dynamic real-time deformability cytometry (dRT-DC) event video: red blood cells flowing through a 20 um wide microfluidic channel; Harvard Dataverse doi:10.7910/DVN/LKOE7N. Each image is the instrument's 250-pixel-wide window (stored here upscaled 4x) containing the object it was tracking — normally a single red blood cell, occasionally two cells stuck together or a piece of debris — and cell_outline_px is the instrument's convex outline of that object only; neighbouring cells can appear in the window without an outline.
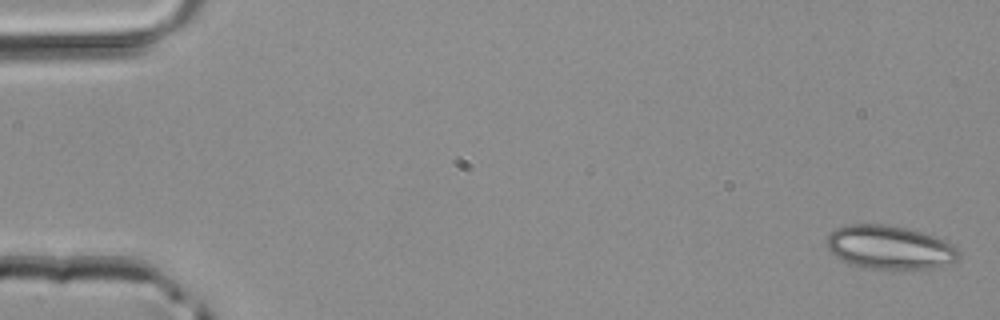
{"species": "common noctule bat (a hibernating species)", "species_latin": "Nyctalus noctula", "temperature_condition": "room temperature", "stored_images_in_passage": 46, "camera_frame_rate_fps": 3000, "um_per_image_px": 0.085, "animal": {"sex": "male", "body_mass_g": 20.4}, "frame": {"image": 1, "passage_image": 1, "time_ms": 0.0, "image_size_px": [1000, 320], "cell_outline_px": [[960, 256], [956, 260], [932, 268], [900, 272], [868, 268], [848, 264], [840, 260], [824, 244], [828, 236], [836, 228], [848, 224], [888, 224], [936, 236], [944, 240], [956, 248], [960, 252]], "centroid_in_image_um": [75.6, 21.06], "position_along_channel_um": 9.4, "area_um2": 34.22}}
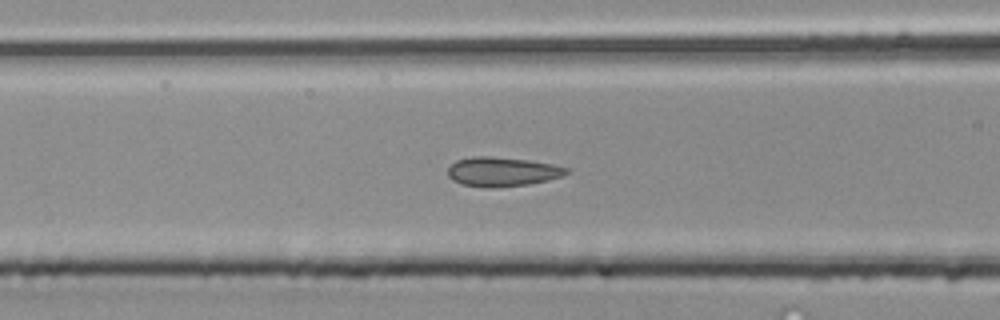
{"frame": {"image": 2, "passage_image": 19, "time_ms": 6.0, "image_size_px": [1000, 320], "cell_outline_px": [[568, 172], [560, 176], [548, 180], [528, 184], [492, 188], [484, 188], [464, 184], [452, 180], [448, 176], [448, 168], [456, 160], [472, 156], [488, 156], [528, 160], [552, 164], [568, 168]], "centroid_in_image_um": [42.65, 14.59], "position_along_channel_um": 123.9, "area_um2": 20.11}}
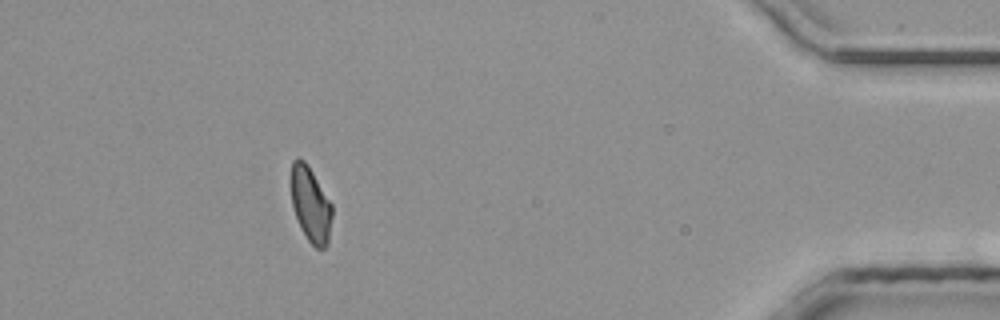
{"frame": {"image": 3, "passage_image": 42, "time_ms": 13.667, "image_size_px": [1000, 320], "cell_outline_px": [[332, 216], [328, 244], [324, 248], [316, 248], [308, 240], [300, 228], [292, 204], [292, 160], [296, 156], [304, 160], [308, 164], [332, 204]], "centroid_in_image_um": [26.42, 17.37], "position_along_channel_um": 408.8, "area_um2": 17.92}}